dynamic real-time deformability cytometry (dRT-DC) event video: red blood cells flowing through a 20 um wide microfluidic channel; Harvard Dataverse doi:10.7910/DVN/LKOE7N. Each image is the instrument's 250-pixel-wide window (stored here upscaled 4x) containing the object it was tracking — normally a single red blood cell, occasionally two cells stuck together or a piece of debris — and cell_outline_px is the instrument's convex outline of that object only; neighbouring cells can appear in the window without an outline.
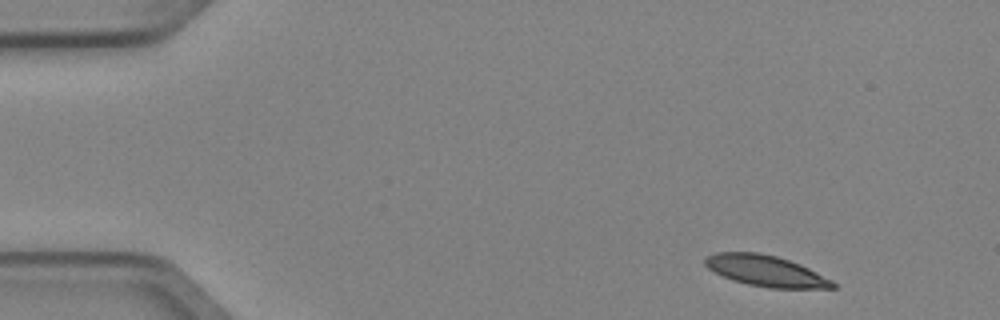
{"species": "Egyptian fruit bat (a non-hibernating species)", "species_latin": "Rousettus aegyptiacus", "temperature_condition": "cold", "stored_images_in_passage": 4, "camera_frame_rate_fps": 3000, "um_per_image_px": 0.085, "animal": {"sex": "female"}, "frame": {"image": 1, "passage_image": 1, "time_ms": 0.0, "image_size_px": [1000, 320], "cell_outline_px": [[836, 288], [768, 288], [748, 284], [732, 280], [708, 268], [704, 264], [704, 260], [708, 256], [716, 252], [760, 252], [776, 256], [800, 264], [832, 280], [836, 284]], "centroid_in_image_um": [65.09, 23.02], "position_along_channel_um": 19.9, "area_um2": 22.89}}
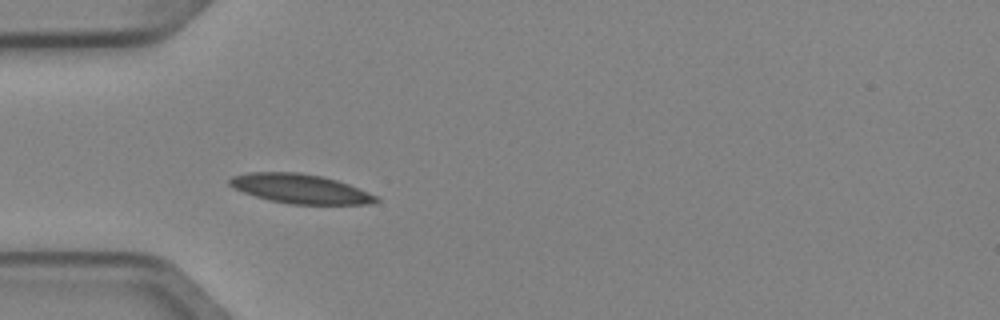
{"frame": {"image": 2, "passage_image": 4, "time_ms": 1.0, "image_size_px": [1000, 320], "cell_outline_px": [[380, 200], [368, 204], [292, 204], [272, 200], [256, 196], [244, 192], [228, 184], [228, 180], [232, 176], [248, 172], [300, 172], [320, 176], [336, 180], [348, 184], [368, 192], [376, 196]], "centroid_in_image_um": [25.51, 16.03], "position_along_channel_um": 59.5, "area_um2": 24.68}}